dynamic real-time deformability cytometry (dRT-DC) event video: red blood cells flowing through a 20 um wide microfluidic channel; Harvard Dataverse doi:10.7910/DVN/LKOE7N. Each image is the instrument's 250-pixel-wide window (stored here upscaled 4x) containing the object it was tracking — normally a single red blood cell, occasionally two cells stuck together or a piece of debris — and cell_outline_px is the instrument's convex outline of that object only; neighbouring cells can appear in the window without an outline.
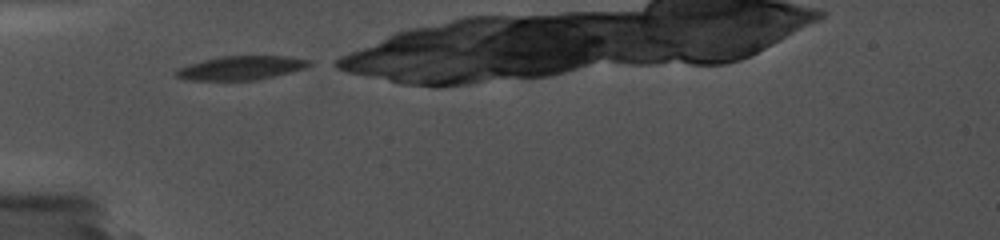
{"species": "common noctule bat (a hibernating species)", "species_latin": "Nyctalus noctula", "temperature_condition": "cold", "stored_images_in_passage": 20, "camera_frame_rate_fps": 5000, "um_per_image_px": 0.085, "animal": {"sex": "female", "body_mass_g": 19.0, "forearm_length_mm": 56.7}, "frame": {"image": 1, "passage_image": 1, "time_ms": 0.0, "image_size_px": [1000, 240], "cell_outline_px": [[312, 64], [304, 68], [256, 80], [188, 80], [176, 76], [172, 72], [176, 68], [188, 64], [220, 56], [288, 56], [308, 60]], "centroid_in_image_um": [20.4, 5.77], "position_along_channel_um": 64.6, "area_um2": 18.38}}
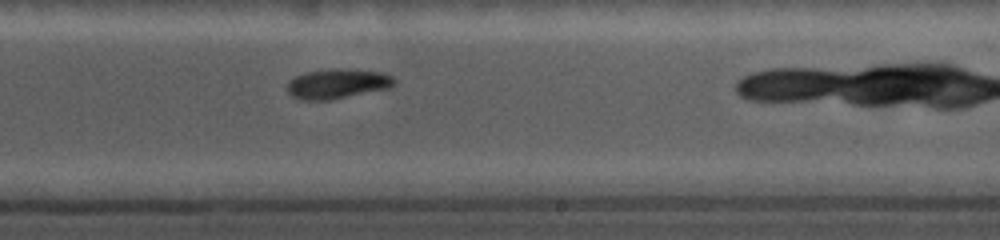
{"frame": {"image": 2, "passage_image": 11, "time_ms": 5.4, "image_size_px": [1000, 240], "cell_outline_px": [[396, 84], [388, 88], [332, 100], [300, 100], [292, 96], [288, 92], [288, 80], [304, 72], [336, 68], [348, 68], [380, 72], [392, 76], [396, 80]], "centroid_in_image_um": [28.68, 7.11], "position_along_channel_um": 260.3, "area_um2": 18.79}}
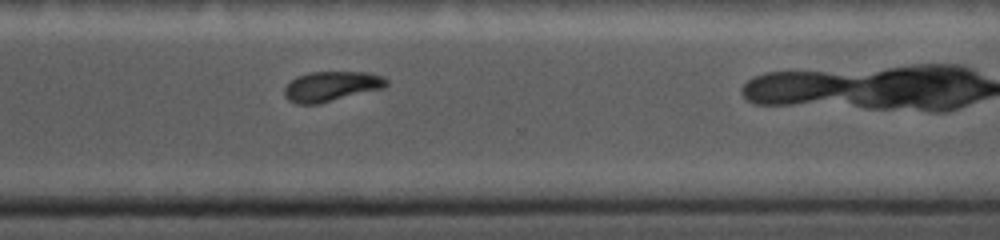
{"frame": {"image": 3, "passage_image": 15, "time_ms": 7.6, "image_size_px": [1000, 240], "cell_outline_px": [[388, 84], [384, 88], [316, 104], [300, 104], [288, 100], [284, 92], [284, 88], [296, 76], [308, 72], [368, 72], [380, 76], [388, 80]], "centroid_in_image_um": [28.16, 7.32], "position_along_channel_um": 342.4, "area_um2": 17.63}, "authors_computed_cell_mechanics": {"area_um2": 18.5249, "velocity_mm_per_s": 3.7156, "shape_relaxation_time_tau1_ms": null, "shape_relaxation_time_tau2_ms": 3.1656, "deformation_change_tau1": null, "deformation_change_tau2": 0.0636}}